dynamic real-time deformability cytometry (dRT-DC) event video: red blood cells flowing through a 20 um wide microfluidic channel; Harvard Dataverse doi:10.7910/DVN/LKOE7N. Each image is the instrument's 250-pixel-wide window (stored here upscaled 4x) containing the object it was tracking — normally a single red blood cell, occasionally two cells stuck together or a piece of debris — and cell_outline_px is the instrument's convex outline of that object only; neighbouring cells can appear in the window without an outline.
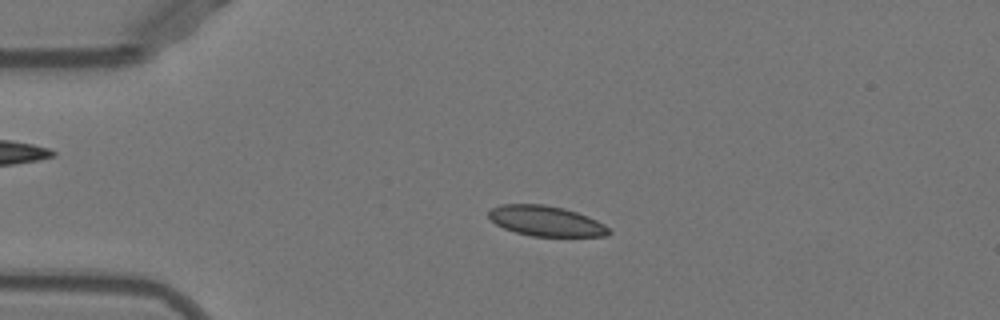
{"species": "Egyptian fruit bat (a non-hibernating species)", "species_latin": "Rousettus aegyptiacus", "temperature_condition": "warm", "stored_images_in_passage": 45, "camera_frame_rate_fps": 3000, "um_per_image_px": 0.085, "animal": {"sex": "female"}, "frame": {"image": 1, "passage_image": 5, "time_ms": 1.333, "image_size_px": [1000, 320], "cell_outline_px": [[612, 232], [604, 236], [532, 236], [516, 232], [504, 228], [496, 224], [488, 216], [488, 212], [492, 208], [500, 204], [544, 204], [564, 208], [576, 212], [596, 220], [604, 224]], "centroid_in_image_um": [46.39, 18.78], "position_along_channel_um": 38.6, "area_um2": 21.04}}
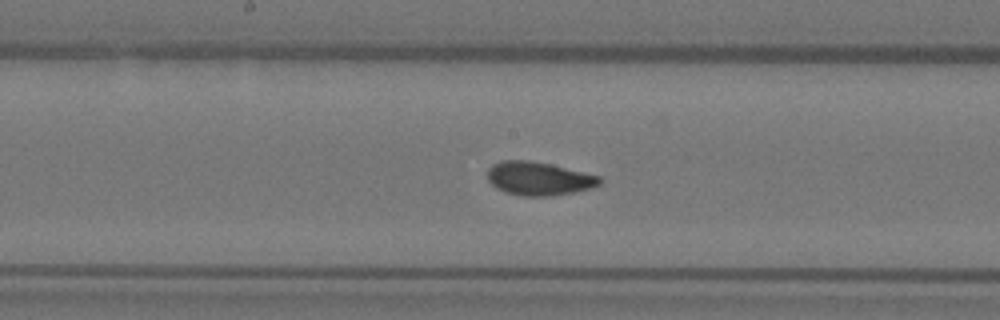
{"frame": {"image": 2, "passage_image": 20, "time_ms": 6.333, "image_size_px": [1000, 320], "cell_outline_px": [[604, 180], [600, 184], [588, 188], [572, 192], [552, 196], [520, 196], [504, 192], [496, 188], [488, 180], [488, 168], [492, 164], [500, 160], [528, 160], [552, 164], [600, 176]], "centroid_in_image_um": [45.77, 15.17], "position_along_channel_um": 202.4, "area_um2": 22.02}}
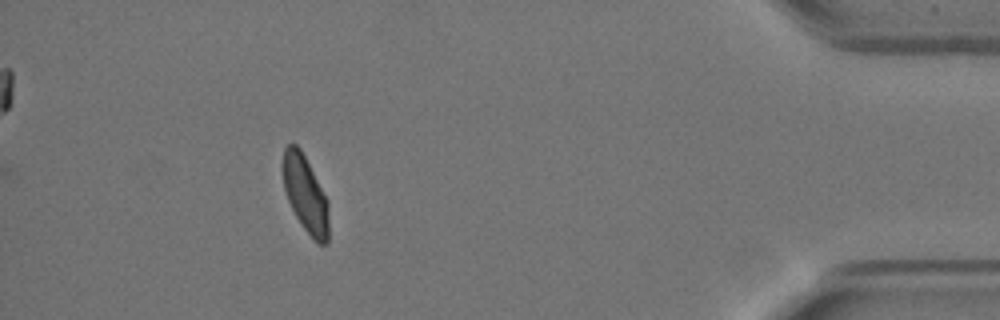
{"frame": {"image": 3, "passage_image": 40, "time_ms": 13.0, "image_size_px": [1000, 320], "cell_outline_px": [[328, 244], [316, 244], [304, 228], [296, 216], [288, 200], [284, 188], [280, 168], [284, 148], [288, 144], [296, 144], [300, 148], [328, 200]], "centroid_in_image_um": [25.93, 16.48], "position_along_channel_um": 409.3, "area_um2": 20.69}, "authors_computed_cell_mechanics": {"area_um2": 21.3282, "velocity_mm_per_s": 3.9206, "shape_relaxation_time_tau1_ms": 3.6771, "shape_relaxation_time_tau2_ms": 0.6847, "deformation_change_tau1": 0.1264, "deformation_change_tau2": 0.0386}}